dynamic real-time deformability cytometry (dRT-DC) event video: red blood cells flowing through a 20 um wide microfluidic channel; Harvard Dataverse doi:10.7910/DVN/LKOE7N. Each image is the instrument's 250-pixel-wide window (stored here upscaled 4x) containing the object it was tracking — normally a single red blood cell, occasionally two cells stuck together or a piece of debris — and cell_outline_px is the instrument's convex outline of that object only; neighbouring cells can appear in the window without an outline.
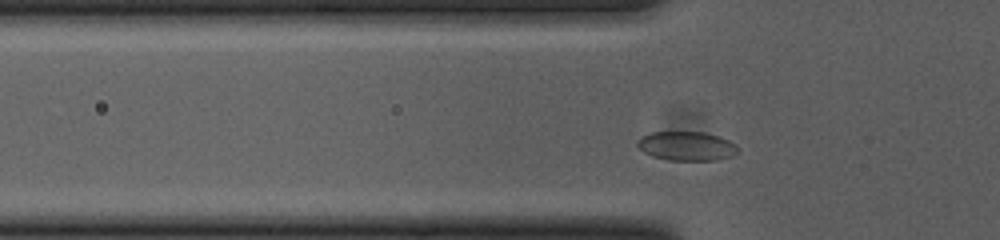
{"species": "common noctule bat (a hibernating species)", "species_latin": "Nyctalus noctula", "temperature_condition": "cold", "stored_images_in_passage": 35, "camera_frame_rate_fps": 3000, "um_per_image_px": 0.085, "animal": {"sex": "female", "body_mass_g": 23.0, "forearm_length_mm": 53.4}, "frame": {"image": 1, "passage_image": 6, "time_ms": 1.667, "image_size_px": [1000, 240], "cell_outline_px": [[740, 148], [732, 156], [716, 160], [668, 160], [652, 156], [644, 152], [636, 144], [636, 140], [640, 136], [652, 132], [704, 132], [720, 136], [736, 144]], "centroid_in_image_um": [58.36, 12.41], "position_along_channel_um": 67.4, "area_um2": 17.17}}
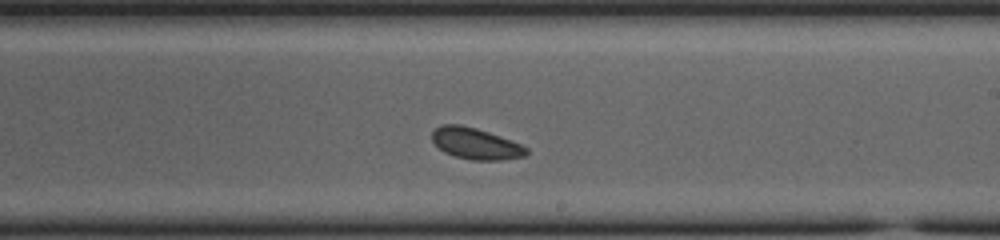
{"frame": {"image": 2, "passage_image": 21, "time_ms": 6.667, "image_size_px": [1000, 240], "cell_outline_px": [[528, 152], [524, 156], [500, 160], [472, 160], [456, 156], [444, 152], [432, 140], [432, 132], [436, 128], [444, 124], [460, 124], [476, 128], [512, 140], [528, 148]], "centroid_in_image_um": [40.44, 12.2], "position_along_channel_um": 248.6, "area_um2": 17.05}}
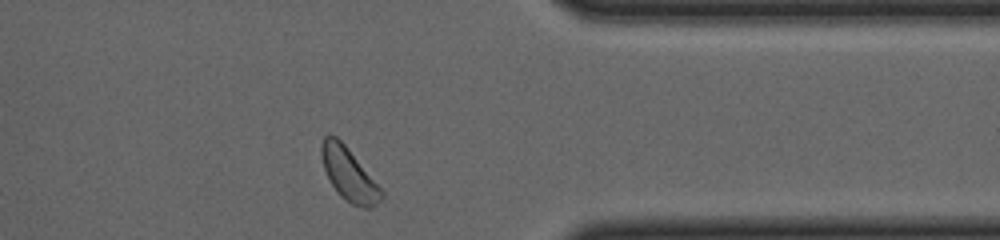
{"frame": {"image": 3, "passage_image": 33, "time_ms": 10.667, "image_size_px": [1000, 240], "cell_outline_px": [[384, 196], [372, 208], [364, 208], [352, 204], [340, 196], [332, 184], [324, 168], [320, 156], [320, 144], [324, 136], [328, 132], [336, 136], [348, 148], [384, 192]], "centroid_in_image_um": [29.63, 14.78], "position_along_channel_um": 381.8, "area_um2": 18.38}}